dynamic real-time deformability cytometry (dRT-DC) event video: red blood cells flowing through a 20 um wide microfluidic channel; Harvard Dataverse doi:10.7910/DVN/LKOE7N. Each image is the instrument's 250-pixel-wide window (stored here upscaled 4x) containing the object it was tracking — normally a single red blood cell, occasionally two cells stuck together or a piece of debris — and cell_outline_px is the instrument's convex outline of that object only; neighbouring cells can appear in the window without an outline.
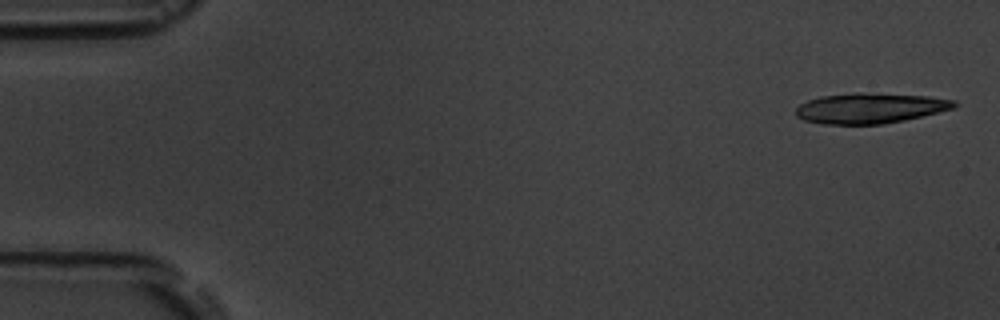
{"species": "common noctule bat (a hibernating species)", "species_latin": "Nyctalus noctula", "temperature_condition": "room temperature", "stored_images_in_passage": 5, "camera_frame_rate_fps": 3000, "um_per_image_px": 0.085, "animal": {"sex": "male", "body_mass_g": 19.5, "forearm_length_mm": 54.6}, "frame": {"image": 1, "passage_image": 1, "time_ms": 0.0, "image_size_px": [1000, 320], "cell_outline_px": [[960, 104], [956, 108], [904, 120], [884, 124], [820, 124], [804, 120], [796, 116], [796, 108], [800, 104], [808, 100], [820, 96], [856, 92], [860, 92], [928, 96], [956, 100]], "centroid_in_image_um": [73.98, 9.19], "position_along_channel_um": 11.0, "area_um2": 28.26}}